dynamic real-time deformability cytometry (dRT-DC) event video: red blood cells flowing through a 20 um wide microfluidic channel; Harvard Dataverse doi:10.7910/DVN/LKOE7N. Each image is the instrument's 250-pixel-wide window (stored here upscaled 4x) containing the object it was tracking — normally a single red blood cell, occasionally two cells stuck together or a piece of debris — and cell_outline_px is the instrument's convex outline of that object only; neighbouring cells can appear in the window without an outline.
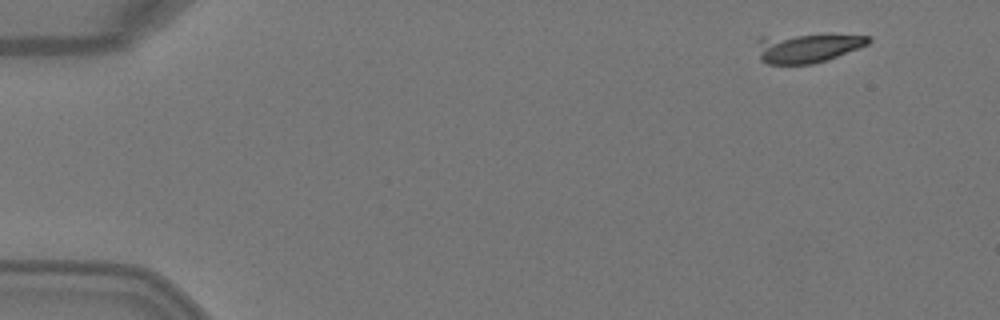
{"species": "Egyptian fruit bat (a non-hibernating species)", "species_latin": "Rousettus aegyptiacus", "temperature_condition": "warm", "stored_images_in_passage": 4, "camera_frame_rate_fps": 3000, "um_per_image_px": 0.085, "animal": {"sex": "female"}, "frame": {"image": 1, "passage_image": 1, "time_ms": 0.0, "image_size_px": [1000, 320], "cell_outline_px": [[872, 40], [868, 44], [836, 56], [812, 64], [768, 64], [760, 60], [756, 40], [756, 36], [872, 36]], "centroid_in_image_um": [68.51, 4.09], "position_along_channel_um": 16.5, "area_um2": 18.38}}